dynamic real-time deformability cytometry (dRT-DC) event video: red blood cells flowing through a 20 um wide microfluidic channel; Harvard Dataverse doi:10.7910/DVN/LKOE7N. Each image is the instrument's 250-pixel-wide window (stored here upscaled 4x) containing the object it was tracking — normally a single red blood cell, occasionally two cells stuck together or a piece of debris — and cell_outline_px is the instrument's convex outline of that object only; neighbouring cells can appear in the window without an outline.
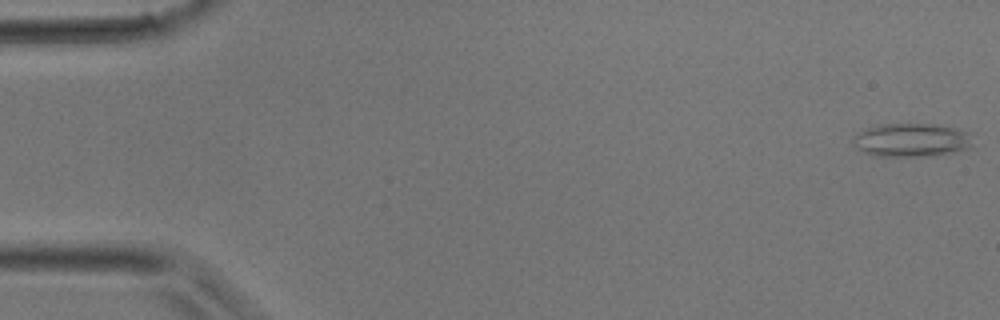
{"species": "common noctule bat (a hibernating species)", "species_latin": "Nyctalus noctula", "temperature_condition": "room temperature", "stored_images_in_passage": 39, "camera_frame_rate_fps": 3000, "um_per_image_px": 0.085, "animal": {"sex": "male", "body_mass_g": 17.9}, "frame": {"image": 1, "passage_image": 1, "time_ms": 0.0, "image_size_px": [1000, 320], "cell_outline_px": [[972, 148], [952, 152], [928, 156], [872, 156], [856, 148], [852, 140], [852, 136], [868, 128], [880, 124], [932, 124], [956, 128], [968, 132]], "centroid_in_image_um": [77.44, 11.91], "position_along_channel_um": 7.6, "area_um2": 23.29}}
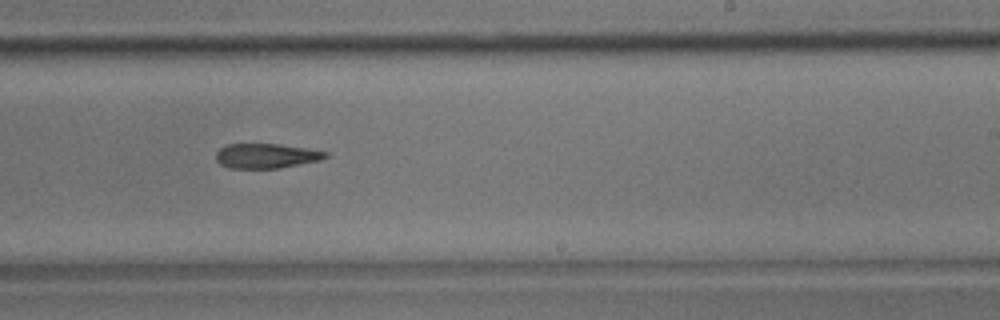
{"frame": {"image": 2, "passage_image": 24, "time_ms": 7.667, "image_size_px": [1000, 320], "cell_outline_px": [[328, 156], [320, 160], [280, 168], [228, 168], [220, 164], [216, 160], [216, 152], [220, 148], [228, 144], [280, 144], [308, 148], [328, 152]], "centroid_in_image_um": [22.63, 13.25], "position_along_channel_um": 266.4, "area_um2": 15.84}}
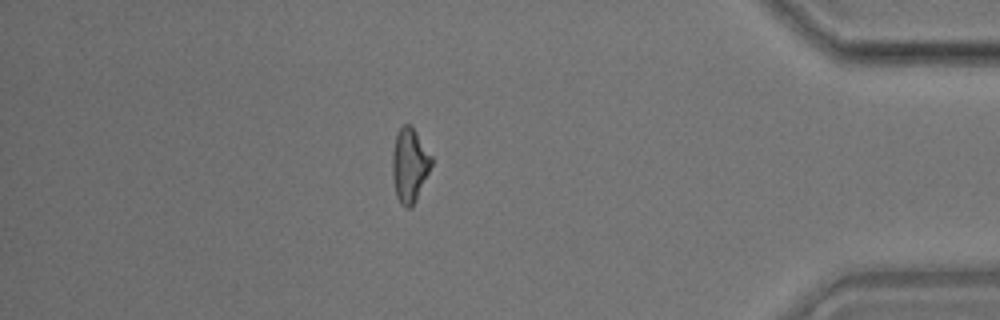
{"frame": {"image": 3, "passage_image": 34, "time_ms": 11.0, "image_size_px": [1000, 320], "cell_outline_px": [[432, 164], [416, 200], [412, 208], [404, 208], [400, 204], [396, 196], [392, 176], [392, 152], [396, 136], [400, 128], [404, 124], [408, 124], [412, 128], [432, 156]], "centroid_in_image_um": [34.79, 14.09], "position_along_channel_um": 400.4, "area_um2": 16.7}}